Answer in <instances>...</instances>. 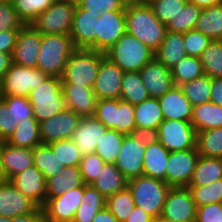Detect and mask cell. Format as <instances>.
Listing matches in <instances>:
<instances>
[{"label": "cell", "mask_w": 222, "mask_h": 222, "mask_svg": "<svg viewBox=\"0 0 222 222\" xmlns=\"http://www.w3.org/2000/svg\"><path fill=\"white\" fill-rule=\"evenodd\" d=\"M125 17L126 32L156 51L165 37L167 27L156 18L152 7L150 5L127 6Z\"/></svg>", "instance_id": "1"}, {"label": "cell", "mask_w": 222, "mask_h": 222, "mask_svg": "<svg viewBox=\"0 0 222 222\" xmlns=\"http://www.w3.org/2000/svg\"><path fill=\"white\" fill-rule=\"evenodd\" d=\"M105 56L123 72H139L155 58V51L126 32L105 52Z\"/></svg>", "instance_id": "2"}, {"label": "cell", "mask_w": 222, "mask_h": 222, "mask_svg": "<svg viewBox=\"0 0 222 222\" xmlns=\"http://www.w3.org/2000/svg\"><path fill=\"white\" fill-rule=\"evenodd\" d=\"M75 49L69 34H42L37 68L49 76L61 78L67 60Z\"/></svg>", "instance_id": "3"}, {"label": "cell", "mask_w": 222, "mask_h": 222, "mask_svg": "<svg viewBox=\"0 0 222 222\" xmlns=\"http://www.w3.org/2000/svg\"><path fill=\"white\" fill-rule=\"evenodd\" d=\"M104 55L105 53L92 49L76 48L67 60L61 77L62 85L93 88Z\"/></svg>", "instance_id": "4"}, {"label": "cell", "mask_w": 222, "mask_h": 222, "mask_svg": "<svg viewBox=\"0 0 222 222\" xmlns=\"http://www.w3.org/2000/svg\"><path fill=\"white\" fill-rule=\"evenodd\" d=\"M135 206L150 214L153 218L160 216L167 193L171 186L163 180L139 176L128 180Z\"/></svg>", "instance_id": "5"}, {"label": "cell", "mask_w": 222, "mask_h": 222, "mask_svg": "<svg viewBox=\"0 0 222 222\" xmlns=\"http://www.w3.org/2000/svg\"><path fill=\"white\" fill-rule=\"evenodd\" d=\"M27 98L32 105L33 116L39 123L66 108L62 79L57 76H49L44 83L30 91Z\"/></svg>", "instance_id": "6"}, {"label": "cell", "mask_w": 222, "mask_h": 222, "mask_svg": "<svg viewBox=\"0 0 222 222\" xmlns=\"http://www.w3.org/2000/svg\"><path fill=\"white\" fill-rule=\"evenodd\" d=\"M107 129L130 135L135 129L134 105L122 99H100L93 115Z\"/></svg>", "instance_id": "7"}, {"label": "cell", "mask_w": 222, "mask_h": 222, "mask_svg": "<svg viewBox=\"0 0 222 222\" xmlns=\"http://www.w3.org/2000/svg\"><path fill=\"white\" fill-rule=\"evenodd\" d=\"M49 77L37 67H25L11 63L0 82V96L28 97L30 91Z\"/></svg>", "instance_id": "8"}, {"label": "cell", "mask_w": 222, "mask_h": 222, "mask_svg": "<svg viewBox=\"0 0 222 222\" xmlns=\"http://www.w3.org/2000/svg\"><path fill=\"white\" fill-rule=\"evenodd\" d=\"M75 8V4L56 0L30 22V25L41 34L70 35Z\"/></svg>", "instance_id": "9"}, {"label": "cell", "mask_w": 222, "mask_h": 222, "mask_svg": "<svg viewBox=\"0 0 222 222\" xmlns=\"http://www.w3.org/2000/svg\"><path fill=\"white\" fill-rule=\"evenodd\" d=\"M159 142L169 152L196 148L197 132L191 122L163 120L158 126Z\"/></svg>", "instance_id": "10"}, {"label": "cell", "mask_w": 222, "mask_h": 222, "mask_svg": "<svg viewBox=\"0 0 222 222\" xmlns=\"http://www.w3.org/2000/svg\"><path fill=\"white\" fill-rule=\"evenodd\" d=\"M199 157L197 148L170 152L166 164L165 182L171 187H187Z\"/></svg>", "instance_id": "11"}, {"label": "cell", "mask_w": 222, "mask_h": 222, "mask_svg": "<svg viewBox=\"0 0 222 222\" xmlns=\"http://www.w3.org/2000/svg\"><path fill=\"white\" fill-rule=\"evenodd\" d=\"M124 33L125 11L102 12L96 19L95 51L105 53Z\"/></svg>", "instance_id": "12"}, {"label": "cell", "mask_w": 222, "mask_h": 222, "mask_svg": "<svg viewBox=\"0 0 222 222\" xmlns=\"http://www.w3.org/2000/svg\"><path fill=\"white\" fill-rule=\"evenodd\" d=\"M84 194V185L69 189L62 195L45 199L42 207L46 222H62L74 218L81 204Z\"/></svg>", "instance_id": "13"}, {"label": "cell", "mask_w": 222, "mask_h": 222, "mask_svg": "<svg viewBox=\"0 0 222 222\" xmlns=\"http://www.w3.org/2000/svg\"><path fill=\"white\" fill-rule=\"evenodd\" d=\"M197 207L188 187H171L167 193L162 216L178 222H196Z\"/></svg>", "instance_id": "14"}, {"label": "cell", "mask_w": 222, "mask_h": 222, "mask_svg": "<svg viewBox=\"0 0 222 222\" xmlns=\"http://www.w3.org/2000/svg\"><path fill=\"white\" fill-rule=\"evenodd\" d=\"M81 117L71 109L63 111L40 122V138L43 144L54 141L72 139L73 133L78 127Z\"/></svg>", "instance_id": "15"}, {"label": "cell", "mask_w": 222, "mask_h": 222, "mask_svg": "<svg viewBox=\"0 0 222 222\" xmlns=\"http://www.w3.org/2000/svg\"><path fill=\"white\" fill-rule=\"evenodd\" d=\"M123 76L124 72L104 55L92 88L98 100L119 99Z\"/></svg>", "instance_id": "16"}, {"label": "cell", "mask_w": 222, "mask_h": 222, "mask_svg": "<svg viewBox=\"0 0 222 222\" xmlns=\"http://www.w3.org/2000/svg\"><path fill=\"white\" fill-rule=\"evenodd\" d=\"M42 34L30 24H26L17 35L12 63L25 67H37V58L41 47Z\"/></svg>", "instance_id": "17"}, {"label": "cell", "mask_w": 222, "mask_h": 222, "mask_svg": "<svg viewBox=\"0 0 222 222\" xmlns=\"http://www.w3.org/2000/svg\"><path fill=\"white\" fill-rule=\"evenodd\" d=\"M144 152L145 145L143 143L135 140L131 135H125L114 164L128 180L143 176Z\"/></svg>", "instance_id": "18"}, {"label": "cell", "mask_w": 222, "mask_h": 222, "mask_svg": "<svg viewBox=\"0 0 222 222\" xmlns=\"http://www.w3.org/2000/svg\"><path fill=\"white\" fill-rule=\"evenodd\" d=\"M20 193L42 208L46 197V179L34 165L9 180Z\"/></svg>", "instance_id": "19"}, {"label": "cell", "mask_w": 222, "mask_h": 222, "mask_svg": "<svg viewBox=\"0 0 222 222\" xmlns=\"http://www.w3.org/2000/svg\"><path fill=\"white\" fill-rule=\"evenodd\" d=\"M101 14L84 10L76 5L70 37L75 48L95 50L96 19Z\"/></svg>", "instance_id": "20"}, {"label": "cell", "mask_w": 222, "mask_h": 222, "mask_svg": "<svg viewBox=\"0 0 222 222\" xmlns=\"http://www.w3.org/2000/svg\"><path fill=\"white\" fill-rule=\"evenodd\" d=\"M39 207L9 181H0V216L16 217L35 212Z\"/></svg>", "instance_id": "21"}, {"label": "cell", "mask_w": 222, "mask_h": 222, "mask_svg": "<svg viewBox=\"0 0 222 222\" xmlns=\"http://www.w3.org/2000/svg\"><path fill=\"white\" fill-rule=\"evenodd\" d=\"M139 74L150 97L159 98L175 86L171 69L156 58L147 63Z\"/></svg>", "instance_id": "22"}, {"label": "cell", "mask_w": 222, "mask_h": 222, "mask_svg": "<svg viewBox=\"0 0 222 222\" xmlns=\"http://www.w3.org/2000/svg\"><path fill=\"white\" fill-rule=\"evenodd\" d=\"M107 128L94 116L82 117L72 140L83 155L94 153Z\"/></svg>", "instance_id": "23"}, {"label": "cell", "mask_w": 222, "mask_h": 222, "mask_svg": "<svg viewBox=\"0 0 222 222\" xmlns=\"http://www.w3.org/2000/svg\"><path fill=\"white\" fill-rule=\"evenodd\" d=\"M164 120L191 122L193 105L179 86H173L158 98Z\"/></svg>", "instance_id": "24"}, {"label": "cell", "mask_w": 222, "mask_h": 222, "mask_svg": "<svg viewBox=\"0 0 222 222\" xmlns=\"http://www.w3.org/2000/svg\"><path fill=\"white\" fill-rule=\"evenodd\" d=\"M65 105L78 116L89 117L95 113L98 98L92 88L79 85H62Z\"/></svg>", "instance_id": "25"}, {"label": "cell", "mask_w": 222, "mask_h": 222, "mask_svg": "<svg viewBox=\"0 0 222 222\" xmlns=\"http://www.w3.org/2000/svg\"><path fill=\"white\" fill-rule=\"evenodd\" d=\"M34 165L32 149L10 145L3 141V180H10L16 174Z\"/></svg>", "instance_id": "26"}, {"label": "cell", "mask_w": 222, "mask_h": 222, "mask_svg": "<svg viewBox=\"0 0 222 222\" xmlns=\"http://www.w3.org/2000/svg\"><path fill=\"white\" fill-rule=\"evenodd\" d=\"M186 56L188 55L184 47V33L166 31L161 45L155 51V58L171 69Z\"/></svg>", "instance_id": "27"}, {"label": "cell", "mask_w": 222, "mask_h": 222, "mask_svg": "<svg viewBox=\"0 0 222 222\" xmlns=\"http://www.w3.org/2000/svg\"><path fill=\"white\" fill-rule=\"evenodd\" d=\"M83 185L84 182L79 166L64 167L58 175L46 180L45 199L60 196L69 189H74Z\"/></svg>", "instance_id": "28"}, {"label": "cell", "mask_w": 222, "mask_h": 222, "mask_svg": "<svg viewBox=\"0 0 222 222\" xmlns=\"http://www.w3.org/2000/svg\"><path fill=\"white\" fill-rule=\"evenodd\" d=\"M105 198L125 190L128 179L118 170L115 164L105 163L97 178L91 183Z\"/></svg>", "instance_id": "29"}, {"label": "cell", "mask_w": 222, "mask_h": 222, "mask_svg": "<svg viewBox=\"0 0 222 222\" xmlns=\"http://www.w3.org/2000/svg\"><path fill=\"white\" fill-rule=\"evenodd\" d=\"M169 153L160 142L145 146L143 175L165 182L166 164Z\"/></svg>", "instance_id": "30"}, {"label": "cell", "mask_w": 222, "mask_h": 222, "mask_svg": "<svg viewBox=\"0 0 222 222\" xmlns=\"http://www.w3.org/2000/svg\"><path fill=\"white\" fill-rule=\"evenodd\" d=\"M191 124L196 132L222 127V106L212 102L193 106Z\"/></svg>", "instance_id": "31"}, {"label": "cell", "mask_w": 222, "mask_h": 222, "mask_svg": "<svg viewBox=\"0 0 222 222\" xmlns=\"http://www.w3.org/2000/svg\"><path fill=\"white\" fill-rule=\"evenodd\" d=\"M106 198L91 184H84L81 204L75 213L77 222H92L98 211L105 207Z\"/></svg>", "instance_id": "32"}, {"label": "cell", "mask_w": 222, "mask_h": 222, "mask_svg": "<svg viewBox=\"0 0 222 222\" xmlns=\"http://www.w3.org/2000/svg\"><path fill=\"white\" fill-rule=\"evenodd\" d=\"M12 146L33 149L42 144L40 123L35 118L19 122L13 135L6 141Z\"/></svg>", "instance_id": "33"}, {"label": "cell", "mask_w": 222, "mask_h": 222, "mask_svg": "<svg viewBox=\"0 0 222 222\" xmlns=\"http://www.w3.org/2000/svg\"><path fill=\"white\" fill-rule=\"evenodd\" d=\"M136 128L158 129L164 120L158 98L149 97L134 105Z\"/></svg>", "instance_id": "34"}, {"label": "cell", "mask_w": 222, "mask_h": 222, "mask_svg": "<svg viewBox=\"0 0 222 222\" xmlns=\"http://www.w3.org/2000/svg\"><path fill=\"white\" fill-rule=\"evenodd\" d=\"M222 179V158L200 156L188 186H203Z\"/></svg>", "instance_id": "35"}, {"label": "cell", "mask_w": 222, "mask_h": 222, "mask_svg": "<svg viewBox=\"0 0 222 222\" xmlns=\"http://www.w3.org/2000/svg\"><path fill=\"white\" fill-rule=\"evenodd\" d=\"M194 29L211 40H222V4L202 9Z\"/></svg>", "instance_id": "36"}, {"label": "cell", "mask_w": 222, "mask_h": 222, "mask_svg": "<svg viewBox=\"0 0 222 222\" xmlns=\"http://www.w3.org/2000/svg\"><path fill=\"white\" fill-rule=\"evenodd\" d=\"M32 154L34 166L43 173L46 180L58 175L64 168L63 163L60 162L48 144L37 145L32 149Z\"/></svg>", "instance_id": "37"}, {"label": "cell", "mask_w": 222, "mask_h": 222, "mask_svg": "<svg viewBox=\"0 0 222 222\" xmlns=\"http://www.w3.org/2000/svg\"><path fill=\"white\" fill-rule=\"evenodd\" d=\"M149 97L139 72H124L120 99L137 105Z\"/></svg>", "instance_id": "38"}, {"label": "cell", "mask_w": 222, "mask_h": 222, "mask_svg": "<svg viewBox=\"0 0 222 222\" xmlns=\"http://www.w3.org/2000/svg\"><path fill=\"white\" fill-rule=\"evenodd\" d=\"M175 86L190 82L204 75L203 66L199 57L186 56L171 68Z\"/></svg>", "instance_id": "39"}, {"label": "cell", "mask_w": 222, "mask_h": 222, "mask_svg": "<svg viewBox=\"0 0 222 222\" xmlns=\"http://www.w3.org/2000/svg\"><path fill=\"white\" fill-rule=\"evenodd\" d=\"M212 78L208 75L180 85L183 94L193 106L208 103L211 100Z\"/></svg>", "instance_id": "40"}, {"label": "cell", "mask_w": 222, "mask_h": 222, "mask_svg": "<svg viewBox=\"0 0 222 222\" xmlns=\"http://www.w3.org/2000/svg\"><path fill=\"white\" fill-rule=\"evenodd\" d=\"M196 148L200 156L222 158V127L197 132Z\"/></svg>", "instance_id": "41"}, {"label": "cell", "mask_w": 222, "mask_h": 222, "mask_svg": "<svg viewBox=\"0 0 222 222\" xmlns=\"http://www.w3.org/2000/svg\"><path fill=\"white\" fill-rule=\"evenodd\" d=\"M201 12L202 8L187 1L179 10L175 18H172L166 25L167 31L186 33L187 31L194 29Z\"/></svg>", "instance_id": "42"}, {"label": "cell", "mask_w": 222, "mask_h": 222, "mask_svg": "<svg viewBox=\"0 0 222 222\" xmlns=\"http://www.w3.org/2000/svg\"><path fill=\"white\" fill-rule=\"evenodd\" d=\"M199 58L205 75L222 78V40H212Z\"/></svg>", "instance_id": "43"}, {"label": "cell", "mask_w": 222, "mask_h": 222, "mask_svg": "<svg viewBox=\"0 0 222 222\" xmlns=\"http://www.w3.org/2000/svg\"><path fill=\"white\" fill-rule=\"evenodd\" d=\"M124 136V134L115 130L107 129L94 152L97 153L105 163L114 164L122 147Z\"/></svg>", "instance_id": "44"}, {"label": "cell", "mask_w": 222, "mask_h": 222, "mask_svg": "<svg viewBox=\"0 0 222 222\" xmlns=\"http://www.w3.org/2000/svg\"><path fill=\"white\" fill-rule=\"evenodd\" d=\"M105 207L117 218L124 222L135 207L134 199L128 187L106 198Z\"/></svg>", "instance_id": "45"}, {"label": "cell", "mask_w": 222, "mask_h": 222, "mask_svg": "<svg viewBox=\"0 0 222 222\" xmlns=\"http://www.w3.org/2000/svg\"><path fill=\"white\" fill-rule=\"evenodd\" d=\"M196 207L222 203V179L215 180L203 186H187Z\"/></svg>", "instance_id": "46"}, {"label": "cell", "mask_w": 222, "mask_h": 222, "mask_svg": "<svg viewBox=\"0 0 222 222\" xmlns=\"http://www.w3.org/2000/svg\"><path fill=\"white\" fill-rule=\"evenodd\" d=\"M48 145L52 148L54 154L57 155L60 162L63 163L64 167L80 165L82 154L72 139L54 141Z\"/></svg>", "instance_id": "47"}, {"label": "cell", "mask_w": 222, "mask_h": 222, "mask_svg": "<svg viewBox=\"0 0 222 222\" xmlns=\"http://www.w3.org/2000/svg\"><path fill=\"white\" fill-rule=\"evenodd\" d=\"M56 0H12L19 16L30 24L39 14L47 10Z\"/></svg>", "instance_id": "48"}, {"label": "cell", "mask_w": 222, "mask_h": 222, "mask_svg": "<svg viewBox=\"0 0 222 222\" xmlns=\"http://www.w3.org/2000/svg\"><path fill=\"white\" fill-rule=\"evenodd\" d=\"M188 0H159L152 2V7L156 18L164 25H167L172 18L178 14L179 10Z\"/></svg>", "instance_id": "49"}, {"label": "cell", "mask_w": 222, "mask_h": 222, "mask_svg": "<svg viewBox=\"0 0 222 222\" xmlns=\"http://www.w3.org/2000/svg\"><path fill=\"white\" fill-rule=\"evenodd\" d=\"M25 25V21L14 9L12 2H0V32L21 30Z\"/></svg>", "instance_id": "50"}, {"label": "cell", "mask_w": 222, "mask_h": 222, "mask_svg": "<svg viewBox=\"0 0 222 222\" xmlns=\"http://www.w3.org/2000/svg\"><path fill=\"white\" fill-rule=\"evenodd\" d=\"M105 162L97 153L83 155L80 162V172L84 184H91L98 176Z\"/></svg>", "instance_id": "51"}, {"label": "cell", "mask_w": 222, "mask_h": 222, "mask_svg": "<svg viewBox=\"0 0 222 222\" xmlns=\"http://www.w3.org/2000/svg\"><path fill=\"white\" fill-rule=\"evenodd\" d=\"M211 41L209 37L195 29L184 33V47L188 56L200 57Z\"/></svg>", "instance_id": "52"}, {"label": "cell", "mask_w": 222, "mask_h": 222, "mask_svg": "<svg viewBox=\"0 0 222 222\" xmlns=\"http://www.w3.org/2000/svg\"><path fill=\"white\" fill-rule=\"evenodd\" d=\"M8 108H12L17 123L34 118L32 105L27 97L23 96H0Z\"/></svg>", "instance_id": "53"}, {"label": "cell", "mask_w": 222, "mask_h": 222, "mask_svg": "<svg viewBox=\"0 0 222 222\" xmlns=\"http://www.w3.org/2000/svg\"><path fill=\"white\" fill-rule=\"evenodd\" d=\"M17 121L12 108L0 98V140L6 142L17 128Z\"/></svg>", "instance_id": "54"}, {"label": "cell", "mask_w": 222, "mask_h": 222, "mask_svg": "<svg viewBox=\"0 0 222 222\" xmlns=\"http://www.w3.org/2000/svg\"><path fill=\"white\" fill-rule=\"evenodd\" d=\"M79 7L96 14L99 12L125 11L122 0H81Z\"/></svg>", "instance_id": "55"}, {"label": "cell", "mask_w": 222, "mask_h": 222, "mask_svg": "<svg viewBox=\"0 0 222 222\" xmlns=\"http://www.w3.org/2000/svg\"><path fill=\"white\" fill-rule=\"evenodd\" d=\"M196 222H222V203L197 207Z\"/></svg>", "instance_id": "56"}, {"label": "cell", "mask_w": 222, "mask_h": 222, "mask_svg": "<svg viewBox=\"0 0 222 222\" xmlns=\"http://www.w3.org/2000/svg\"><path fill=\"white\" fill-rule=\"evenodd\" d=\"M130 135L145 146L159 142L158 129L136 128Z\"/></svg>", "instance_id": "57"}, {"label": "cell", "mask_w": 222, "mask_h": 222, "mask_svg": "<svg viewBox=\"0 0 222 222\" xmlns=\"http://www.w3.org/2000/svg\"><path fill=\"white\" fill-rule=\"evenodd\" d=\"M19 30L0 32V52L12 55Z\"/></svg>", "instance_id": "58"}, {"label": "cell", "mask_w": 222, "mask_h": 222, "mask_svg": "<svg viewBox=\"0 0 222 222\" xmlns=\"http://www.w3.org/2000/svg\"><path fill=\"white\" fill-rule=\"evenodd\" d=\"M12 222H46L42 208H38L30 214L12 217Z\"/></svg>", "instance_id": "59"}, {"label": "cell", "mask_w": 222, "mask_h": 222, "mask_svg": "<svg viewBox=\"0 0 222 222\" xmlns=\"http://www.w3.org/2000/svg\"><path fill=\"white\" fill-rule=\"evenodd\" d=\"M210 102L222 106V78H212Z\"/></svg>", "instance_id": "60"}, {"label": "cell", "mask_w": 222, "mask_h": 222, "mask_svg": "<svg viewBox=\"0 0 222 222\" xmlns=\"http://www.w3.org/2000/svg\"><path fill=\"white\" fill-rule=\"evenodd\" d=\"M152 216L135 206L130 216L124 222H151Z\"/></svg>", "instance_id": "61"}, {"label": "cell", "mask_w": 222, "mask_h": 222, "mask_svg": "<svg viewBox=\"0 0 222 222\" xmlns=\"http://www.w3.org/2000/svg\"><path fill=\"white\" fill-rule=\"evenodd\" d=\"M92 222H119L117 218L106 208L98 211Z\"/></svg>", "instance_id": "62"}, {"label": "cell", "mask_w": 222, "mask_h": 222, "mask_svg": "<svg viewBox=\"0 0 222 222\" xmlns=\"http://www.w3.org/2000/svg\"><path fill=\"white\" fill-rule=\"evenodd\" d=\"M12 63L10 54L0 52V82Z\"/></svg>", "instance_id": "63"}, {"label": "cell", "mask_w": 222, "mask_h": 222, "mask_svg": "<svg viewBox=\"0 0 222 222\" xmlns=\"http://www.w3.org/2000/svg\"><path fill=\"white\" fill-rule=\"evenodd\" d=\"M188 1L190 3L196 4L198 7L202 9L222 4V0H188Z\"/></svg>", "instance_id": "64"}, {"label": "cell", "mask_w": 222, "mask_h": 222, "mask_svg": "<svg viewBox=\"0 0 222 222\" xmlns=\"http://www.w3.org/2000/svg\"><path fill=\"white\" fill-rule=\"evenodd\" d=\"M124 6L149 5V0H122Z\"/></svg>", "instance_id": "65"}, {"label": "cell", "mask_w": 222, "mask_h": 222, "mask_svg": "<svg viewBox=\"0 0 222 222\" xmlns=\"http://www.w3.org/2000/svg\"><path fill=\"white\" fill-rule=\"evenodd\" d=\"M151 222H178V221H174L172 219H169V218H166V217L160 215V216L152 218Z\"/></svg>", "instance_id": "66"}, {"label": "cell", "mask_w": 222, "mask_h": 222, "mask_svg": "<svg viewBox=\"0 0 222 222\" xmlns=\"http://www.w3.org/2000/svg\"><path fill=\"white\" fill-rule=\"evenodd\" d=\"M2 147H3V141L0 140V181L3 180Z\"/></svg>", "instance_id": "67"}, {"label": "cell", "mask_w": 222, "mask_h": 222, "mask_svg": "<svg viewBox=\"0 0 222 222\" xmlns=\"http://www.w3.org/2000/svg\"><path fill=\"white\" fill-rule=\"evenodd\" d=\"M0 222H12V218L6 216H0Z\"/></svg>", "instance_id": "68"}, {"label": "cell", "mask_w": 222, "mask_h": 222, "mask_svg": "<svg viewBox=\"0 0 222 222\" xmlns=\"http://www.w3.org/2000/svg\"><path fill=\"white\" fill-rule=\"evenodd\" d=\"M59 1H65V2H68V3L78 5L81 0H59Z\"/></svg>", "instance_id": "69"}, {"label": "cell", "mask_w": 222, "mask_h": 222, "mask_svg": "<svg viewBox=\"0 0 222 222\" xmlns=\"http://www.w3.org/2000/svg\"><path fill=\"white\" fill-rule=\"evenodd\" d=\"M62 222H77V221L74 220V219H71V220H65V221H62Z\"/></svg>", "instance_id": "70"}, {"label": "cell", "mask_w": 222, "mask_h": 222, "mask_svg": "<svg viewBox=\"0 0 222 222\" xmlns=\"http://www.w3.org/2000/svg\"><path fill=\"white\" fill-rule=\"evenodd\" d=\"M12 0H0V2H11Z\"/></svg>", "instance_id": "71"}, {"label": "cell", "mask_w": 222, "mask_h": 222, "mask_svg": "<svg viewBox=\"0 0 222 222\" xmlns=\"http://www.w3.org/2000/svg\"><path fill=\"white\" fill-rule=\"evenodd\" d=\"M155 1H159V0H149V5H150L152 2H155Z\"/></svg>", "instance_id": "72"}]
</instances>
